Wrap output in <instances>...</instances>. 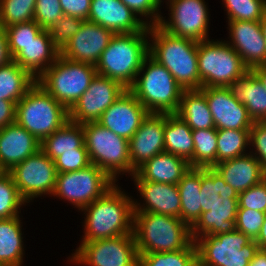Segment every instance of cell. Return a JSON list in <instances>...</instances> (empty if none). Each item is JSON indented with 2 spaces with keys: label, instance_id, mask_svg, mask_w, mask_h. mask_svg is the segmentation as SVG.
I'll use <instances>...</instances> for the list:
<instances>
[{
  "label": "cell",
  "instance_id": "6da1fadb",
  "mask_svg": "<svg viewBox=\"0 0 266 266\" xmlns=\"http://www.w3.org/2000/svg\"><path fill=\"white\" fill-rule=\"evenodd\" d=\"M238 196L213 167L201 168V216L191 227L192 240L235 231Z\"/></svg>",
  "mask_w": 266,
  "mask_h": 266
},
{
  "label": "cell",
  "instance_id": "7a4b0ae2",
  "mask_svg": "<svg viewBox=\"0 0 266 266\" xmlns=\"http://www.w3.org/2000/svg\"><path fill=\"white\" fill-rule=\"evenodd\" d=\"M149 34L153 38L149 55L173 75L183 90L201 89L198 41L172 35L158 24L149 25Z\"/></svg>",
  "mask_w": 266,
  "mask_h": 266
},
{
  "label": "cell",
  "instance_id": "3957f363",
  "mask_svg": "<svg viewBox=\"0 0 266 266\" xmlns=\"http://www.w3.org/2000/svg\"><path fill=\"white\" fill-rule=\"evenodd\" d=\"M149 31L115 34L95 65L97 74L129 89L148 64Z\"/></svg>",
  "mask_w": 266,
  "mask_h": 266
},
{
  "label": "cell",
  "instance_id": "277c9868",
  "mask_svg": "<svg viewBox=\"0 0 266 266\" xmlns=\"http://www.w3.org/2000/svg\"><path fill=\"white\" fill-rule=\"evenodd\" d=\"M134 201L117 186L87 205L85 237L82 242L112 238L133 233Z\"/></svg>",
  "mask_w": 266,
  "mask_h": 266
},
{
  "label": "cell",
  "instance_id": "5b68a950",
  "mask_svg": "<svg viewBox=\"0 0 266 266\" xmlns=\"http://www.w3.org/2000/svg\"><path fill=\"white\" fill-rule=\"evenodd\" d=\"M133 234L139 254L183 250L193 241L179 217L149 212L134 213Z\"/></svg>",
  "mask_w": 266,
  "mask_h": 266
},
{
  "label": "cell",
  "instance_id": "8992f818",
  "mask_svg": "<svg viewBox=\"0 0 266 266\" xmlns=\"http://www.w3.org/2000/svg\"><path fill=\"white\" fill-rule=\"evenodd\" d=\"M69 121V111L37 82L16 104V123L40 142Z\"/></svg>",
  "mask_w": 266,
  "mask_h": 266
},
{
  "label": "cell",
  "instance_id": "52a82bcc",
  "mask_svg": "<svg viewBox=\"0 0 266 266\" xmlns=\"http://www.w3.org/2000/svg\"><path fill=\"white\" fill-rule=\"evenodd\" d=\"M148 62L143 77L136 78L129 90L149 113H177L184 90L173 75L149 54Z\"/></svg>",
  "mask_w": 266,
  "mask_h": 266
},
{
  "label": "cell",
  "instance_id": "ba28073f",
  "mask_svg": "<svg viewBox=\"0 0 266 266\" xmlns=\"http://www.w3.org/2000/svg\"><path fill=\"white\" fill-rule=\"evenodd\" d=\"M97 74L95 65L75 62L59 55L37 83L68 111L84 94Z\"/></svg>",
  "mask_w": 266,
  "mask_h": 266
},
{
  "label": "cell",
  "instance_id": "9c48e42d",
  "mask_svg": "<svg viewBox=\"0 0 266 266\" xmlns=\"http://www.w3.org/2000/svg\"><path fill=\"white\" fill-rule=\"evenodd\" d=\"M84 142L91 164L104 170L114 181L120 172L136 173L131 167L129 140L98 122L82 124Z\"/></svg>",
  "mask_w": 266,
  "mask_h": 266
},
{
  "label": "cell",
  "instance_id": "30bf717a",
  "mask_svg": "<svg viewBox=\"0 0 266 266\" xmlns=\"http://www.w3.org/2000/svg\"><path fill=\"white\" fill-rule=\"evenodd\" d=\"M195 245L197 266H249L260 249L255 240L237 230L201 236Z\"/></svg>",
  "mask_w": 266,
  "mask_h": 266
},
{
  "label": "cell",
  "instance_id": "8fae6325",
  "mask_svg": "<svg viewBox=\"0 0 266 266\" xmlns=\"http://www.w3.org/2000/svg\"><path fill=\"white\" fill-rule=\"evenodd\" d=\"M197 56L201 88L227 87L249 71L240 55L225 42L208 38L200 41Z\"/></svg>",
  "mask_w": 266,
  "mask_h": 266
},
{
  "label": "cell",
  "instance_id": "7c38bea8",
  "mask_svg": "<svg viewBox=\"0 0 266 266\" xmlns=\"http://www.w3.org/2000/svg\"><path fill=\"white\" fill-rule=\"evenodd\" d=\"M115 185V181L94 164L88 167L57 174L53 195L70 201L79 209L85 208Z\"/></svg>",
  "mask_w": 266,
  "mask_h": 266
},
{
  "label": "cell",
  "instance_id": "4fadbf2b",
  "mask_svg": "<svg viewBox=\"0 0 266 266\" xmlns=\"http://www.w3.org/2000/svg\"><path fill=\"white\" fill-rule=\"evenodd\" d=\"M73 261L91 266H138L134 234L82 242Z\"/></svg>",
  "mask_w": 266,
  "mask_h": 266
},
{
  "label": "cell",
  "instance_id": "5bb4252c",
  "mask_svg": "<svg viewBox=\"0 0 266 266\" xmlns=\"http://www.w3.org/2000/svg\"><path fill=\"white\" fill-rule=\"evenodd\" d=\"M8 172L26 202L43 193H54L57 169L54 161L42 150L15 165Z\"/></svg>",
  "mask_w": 266,
  "mask_h": 266
},
{
  "label": "cell",
  "instance_id": "9a60e30c",
  "mask_svg": "<svg viewBox=\"0 0 266 266\" xmlns=\"http://www.w3.org/2000/svg\"><path fill=\"white\" fill-rule=\"evenodd\" d=\"M126 90L120 82L96 74L86 92L69 110V121L77 124L97 122Z\"/></svg>",
  "mask_w": 266,
  "mask_h": 266
},
{
  "label": "cell",
  "instance_id": "2e32d148",
  "mask_svg": "<svg viewBox=\"0 0 266 266\" xmlns=\"http://www.w3.org/2000/svg\"><path fill=\"white\" fill-rule=\"evenodd\" d=\"M170 22L160 19L168 33L195 41L207 40L209 16L204 0H170Z\"/></svg>",
  "mask_w": 266,
  "mask_h": 266
},
{
  "label": "cell",
  "instance_id": "e0dca14e",
  "mask_svg": "<svg viewBox=\"0 0 266 266\" xmlns=\"http://www.w3.org/2000/svg\"><path fill=\"white\" fill-rule=\"evenodd\" d=\"M114 35L109 29L84 20L78 32L60 50V55L71 61L96 65Z\"/></svg>",
  "mask_w": 266,
  "mask_h": 266
},
{
  "label": "cell",
  "instance_id": "ac0fdd59",
  "mask_svg": "<svg viewBox=\"0 0 266 266\" xmlns=\"http://www.w3.org/2000/svg\"><path fill=\"white\" fill-rule=\"evenodd\" d=\"M215 128L230 130H250L254 121L247 108L238 102L227 87H203Z\"/></svg>",
  "mask_w": 266,
  "mask_h": 266
},
{
  "label": "cell",
  "instance_id": "d6986e66",
  "mask_svg": "<svg viewBox=\"0 0 266 266\" xmlns=\"http://www.w3.org/2000/svg\"><path fill=\"white\" fill-rule=\"evenodd\" d=\"M164 128V113H148L129 139L131 167L135 172L152 157L165 152Z\"/></svg>",
  "mask_w": 266,
  "mask_h": 266
},
{
  "label": "cell",
  "instance_id": "ffe728a7",
  "mask_svg": "<svg viewBox=\"0 0 266 266\" xmlns=\"http://www.w3.org/2000/svg\"><path fill=\"white\" fill-rule=\"evenodd\" d=\"M149 112L127 89L97 121L113 133L129 140Z\"/></svg>",
  "mask_w": 266,
  "mask_h": 266
},
{
  "label": "cell",
  "instance_id": "44dd1931",
  "mask_svg": "<svg viewBox=\"0 0 266 266\" xmlns=\"http://www.w3.org/2000/svg\"><path fill=\"white\" fill-rule=\"evenodd\" d=\"M120 0H91L88 21L115 34L149 31V25ZM143 21V22H142Z\"/></svg>",
  "mask_w": 266,
  "mask_h": 266
},
{
  "label": "cell",
  "instance_id": "7402d4cb",
  "mask_svg": "<svg viewBox=\"0 0 266 266\" xmlns=\"http://www.w3.org/2000/svg\"><path fill=\"white\" fill-rule=\"evenodd\" d=\"M229 22L232 45L242 58L244 65L251 70L266 65V42L260 21L234 20Z\"/></svg>",
  "mask_w": 266,
  "mask_h": 266
},
{
  "label": "cell",
  "instance_id": "603a6c76",
  "mask_svg": "<svg viewBox=\"0 0 266 266\" xmlns=\"http://www.w3.org/2000/svg\"><path fill=\"white\" fill-rule=\"evenodd\" d=\"M41 142L16 122L0 130V165L10 171L40 150Z\"/></svg>",
  "mask_w": 266,
  "mask_h": 266
},
{
  "label": "cell",
  "instance_id": "cb8c5ba5",
  "mask_svg": "<svg viewBox=\"0 0 266 266\" xmlns=\"http://www.w3.org/2000/svg\"><path fill=\"white\" fill-rule=\"evenodd\" d=\"M144 197L145 207L134 204V213H156L181 219V199L177 185L151 181H135Z\"/></svg>",
  "mask_w": 266,
  "mask_h": 266
},
{
  "label": "cell",
  "instance_id": "d4e9b609",
  "mask_svg": "<svg viewBox=\"0 0 266 266\" xmlns=\"http://www.w3.org/2000/svg\"><path fill=\"white\" fill-rule=\"evenodd\" d=\"M213 168L239 194L266 178L255 155H243L217 163Z\"/></svg>",
  "mask_w": 266,
  "mask_h": 266
},
{
  "label": "cell",
  "instance_id": "484cf974",
  "mask_svg": "<svg viewBox=\"0 0 266 266\" xmlns=\"http://www.w3.org/2000/svg\"><path fill=\"white\" fill-rule=\"evenodd\" d=\"M59 55L60 49L53 43L49 31L43 30L34 40L24 45L13 60L37 80Z\"/></svg>",
  "mask_w": 266,
  "mask_h": 266
},
{
  "label": "cell",
  "instance_id": "4316f807",
  "mask_svg": "<svg viewBox=\"0 0 266 266\" xmlns=\"http://www.w3.org/2000/svg\"><path fill=\"white\" fill-rule=\"evenodd\" d=\"M189 163L174 154L162 152L142 165L133 175L134 181H151L177 185L190 169Z\"/></svg>",
  "mask_w": 266,
  "mask_h": 266
},
{
  "label": "cell",
  "instance_id": "83f0119b",
  "mask_svg": "<svg viewBox=\"0 0 266 266\" xmlns=\"http://www.w3.org/2000/svg\"><path fill=\"white\" fill-rule=\"evenodd\" d=\"M227 88L247 108L248 115L254 122L266 121V89L250 70L231 82Z\"/></svg>",
  "mask_w": 266,
  "mask_h": 266
},
{
  "label": "cell",
  "instance_id": "f1b7e54d",
  "mask_svg": "<svg viewBox=\"0 0 266 266\" xmlns=\"http://www.w3.org/2000/svg\"><path fill=\"white\" fill-rule=\"evenodd\" d=\"M164 146L165 152L185 159L193 167L192 129L176 113L165 114Z\"/></svg>",
  "mask_w": 266,
  "mask_h": 266
},
{
  "label": "cell",
  "instance_id": "f546056e",
  "mask_svg": "<svg viewBox=\"0 0 266 266\" xmlns=\"http://www.w3.org/2000/svg\"><path fill=\"white\" fill-rule=\"evenodd\" d=\"M177 187L181 199V220L191 228L201 216V168L191 167Z\"/></svg>",
  "mask_w": 266,
  "mask_h": 266
},
{
  "label": "cell",
  "instance_id": "4dcf8cb0",
  "mask_svg": "<svg viewBox=\"0 0 266 266\" xmlns=\"http://www.w3.org/2000/svg\"><path fill=\"white\" fill-rule=\"evenodd\" d=\"M192 130L215 128L205 94L199 90H184L176 113Z\"/></svg>",
  "mask_w": 266,
  "mask_h": 266
},
{
  "label": "cell",
  "instance_id": "1f68e13d",
  "mask_svg": "<svg viewBox=\"0 0 266 266\" xmlns=\"http://www.w3.org/2000/svg\"><path fill=\"white\" fill-rule=\"evenodd\" d=\"M84 144L82 124L68 121L41 141L40 150L54 161L63 153L77 152Z\"/></svg>",
  "mask_w": 266,
  "mask_h": 266
},
{
  "label": "cell",
  "instance_id": "d6a6232c",
  "mask_svg": "<svg viewBox=\"0 0 266 266\" xmlns=\"http://www.w3.org/2000/svg\"><path fill=\"white\" fill-rule=\"evenodd\" d=\"M37 80L13 59L0 66V100L18 103Z\"/></svg>",
  "mask_w": 266,
  "mask_h": 266
},
{
  "label": "cell",
  "instance_id": "836d02e7",
  "mask_svg": "<svg viewBox=\"0 0 266 266\" xmlns=\"http://www.w3.org/2000/svg\"><path fill=\"white\" fill-rule=\"evenodd\" d=\"M19 216L0 219V264L21 266L23 255L22 232Z\"/></svg>",
  "mask_w": 266,
  "mask_h": 266
},
{
  "label": "cell",
  "instance_id": "e575fe53",
  "mask_svg": "<svg viewBox=\"0 0 266 266\" xmlns=\"http://www.w3.org/2000/svg\"><path fill=\"white\" fill-rule=\"evenodd\" d=\"M194 142L193 167H213L217 164V129L192 130Z\"/></svg>",
  "mask_w": 266,
  "mask_h": 266
},
{
  "label": "cell",
  "instance_id": "d590c367",
  "mask_svg": "<svg viewBox=\"0 0 266 266\" xmlns=\"http://www.w3.org/2000/svg\"><path fill=\"white\" fill-rule=\"evenodd\" d=\"M138 266H197L195 242L192 241L183 250L139 254Z\"/></svg>",
  "mask_w": 266,
  "mask_h": 266
},
{
  "label": "cell",
  "instance_id": "8d00e7d4",
  "mask_svg": "<svg viewBox=\"0 0 266 266\" xmlns=\"http://www.w3.org/2000/svg\"><path fill=\"white\" fill-rule=\"evenodd\" d=\"M250 143V130H217V163L240 157Z\"/></svg>",
  "mask_w": 266,
  "mask_h": 266
},
{
  "label": "cell",
  "instance_id": "74e56055",
  "mask_svg": "<svg viewBox=\"0 0 266 266\" xmlns=\"http://www.w3.org/2000/svg\"><path fill=\"white\" fill-rule=\"evenodd\" d=\"M36 0H0V25L8 26L34 20Z\"/></svg>",
  "mask_w": 266,
  "mask_h": 266
},
{
  "label": "cell",
  "instance_id": "f35d334b",
  "mask_svg": "<svg viewBox=\"0 0 266 266\" xmlns=\"http://www.w3.org/2000/svg\"><path fill=\"white\" fill-rule=\"evenodd\" d=\"M26 202L9 172L0 176V219L17 217L18 208Z\"/></svg>",
  "mask_w": 266,
  "mask_h": 266
},
{
  "label": "cell",
  "instance_id": "ab89813d",
  "mask_svg": "<svg viewBox=\"0 0 266 266\" xmlns=\"http://www.w3.org/2000/svg\"><path fill=\"white\" fill-rule=\"evenodd\" d=\"M42 31L34 20L5 27L10 57L13 59L24 45L34 40Z\"/></svg>",
  "mask_w": 266,
  "mask_h": 266
},
{
  "label": "cell",
  "instance_id": "60d3db41",
  "mask_svg": "<svg viewBox=\"0 0 266 266\" xmlns=\"http://www.w3.org/2000/svg\"><path fill=\"white\" fill-rule=\"evenodd\" d=\"M229 21H260L266 11V0H223Z\"/></svg>",
  "mask_w": 266,
  "mask_h": 266
},
{
  "label": "cell",
  "instance_id": "b9f144b4",
  "mask_svg": "<svg viewBox=\"0 0 266 266\" xmlns=\"http://www.w3.org/2000/svg\"><path fill=\"white\" fill-rule=\"evenodd\" d=\"M84 20L63 15L48 29L53 43L61 50L75 35Z\"/></svg>",
  "mask_w": 266,
  "mask_h": 266
},
{
  "label": "cell",
  "instance_id": "7bdbcfd3",
  "mask_svg": "<svg viewBox=\"0 0 266 266\" xmlns=\"http://www.w3.org/2000/svg\"><path fill=\"white\" fill-rule=\"evenodd\" d=\"M63 15L59 0H36L34 21L43 30L50 29Z\"/></svg>",
  "mask_w": 266,
  "mask_h": 266
},
{
  "label": "cell",
  "instance_id": "ee69618b",
  "mask_svg": "<svg viewBox=\"0 0 266 266\" xmlns=\"http://www.w3.org/2000/svg\"><path fill=\"white\" fill-rule=\"evenodd\" d=\"M264 212L252 209H238L236 215V230L243 232L251 240H255L263 225Z\"/></svg>",
  "mask_w": 266,
  "mask_h": 266
},
{
  "label": "cell",
  "instance_id": "f6af8a7d",
  "mask_svg": "<svg viewBox=\"0 0 266 266\" xmlns=\"http://www.w3.org/2000/svg\"><path fill=\"white\" fill-rule=\"evenodd\" d=\"M238 209H252L266 213V178L239 193Z\"/></svg>",
  "mask_w": 266,
  "mask_h": 266
},
{
  "label": "cell",
  "instance_id": "bcb514c9",
  "mask_svg": "<svg viewBox=\"0 0 266 266\" xmlns=\"http://www.w3.org/2000/svg\"><path fill=\"white\" fill-rule=\"evenodd\" d=\"M57 173L73 172L88 167L91 162L85 144L77 152L63 153L54 160Z\"/></svg>",
  "mask_w": 266,
  "mask_h": 266
},
{
  "label": "cell",
  "instance_id": "7dc6e473",
  "mask_svg": "<svg viewBox=\"0 0 266 266\" xmlns=\"http://www.w3.org/2000/svg\"><path fill=\"white\" fill-rule=\"evenodd\" d=\"M250 143L253 147L255 145L256 153L259 156H255L261 163V166L266 174V121L254 122L250 129Z\"/></svg>",
  "mask_w": 266,
  "mask_h": 266
},
{
  "label": "cell",
  "instance_id": "c3c4849f",
  "mask_svg": "<svg viewBox=\"0 0 266 266\" xmlns=\"http://www.w3.org/2000/svg\"><path fill=\"white\" fill-rule=\"evenodd\" d=\"M126 6H128L135 14H140L142 16H152L154 19L149 25H157L160 19L163 18L156 13L159 10L160 3L157 0H120ZM156 13V14H154ZM158 14V15H157Z\"/></svg>",
  "mask_w": 266,
  "mask_h": 266
},
{
  "label": "cell",
  "instance_id": "681fc988",
  "mask_svg": "<svg viewBox=\"0 0 266 266\" xmlns=\"http://www.w3.org/2000/svg\"><path fill=\"white\" fill-rule=\"evenodd\" d=\"M66 16L88 20L91 0H59Z\"/></svg>",
  "mask_w": 266,
  "mask_h": 266
},
{
  "label": "cell",
  "instance_id": "f907efd6",
  "mask_svg": "<svg viewBox=\"0 0 266 266\" xmlns=\"http://www.w3.org/2000/svg\"><path fill=\"white\" fill-rule=\"evenodd\" d=\"M16 104L12 101L0 100V130L16 122Z\"/></svg>",
  "mask_w": 266,
  "mask_h": 266
},
{
  "label": "cell",
  "instance_id": "816d5d0a",
  "mask_svg": "<svg viewBox=\"0 0 266 266\" xmlns=\"http://www.w3.org/2000/svg\"><path fill=\"white\" fill-rule=\"evenodd\" d=\"M11 60L12 58L10 57L8 51L7 35L5 32V28L0 25V66L8 63Z\"/></svg>",
  "mask_w": 266,
  "mask_h": 266
},
{
  "label": "cell",
  "instance_id": "f5cc1de1",
  "mask_svg": "<svg viewBox=\"0 0 266 266\" xmlns=\"http://www.w3.org/2000/svg\"><path fill=\"white\" fill-rule=\"evenodd\" d=\"M249 266H266V249H259Z\"/></svg>",
  "mask_w": 266,
  "mask_h": 266
},
{
  "label": "cell",
  "instance_id": "db71d44e",
  "mask_svg": "<svg viewBox=\"0 0 266 266\" xmlns=\"http://www.w3.org/2000/svg\"><path fill=\"white\" fill-rule=\"evenodd\" d=\"M255 242L257 243L260 249H266V214L264 217L263 225L260 228L259 234L255 239Z\"/></svg>",
  "mask_w": 266,
  "mask_h": 266
},
{
  "label": "cell",
  "instance_id": "11a10c76",
  "mask_svg": "<svg viewBox=\"0 0 266 266\" xmlns=\"http://www.w3.org/2000/svg\"><path fill=\"white\" fill-rule=\"evenodd\" d=\"M250 71L260 80L266 89V65L254 67Z\"/></svg>",
  "mask_w": 266,
  "mask_h": 266
},
{
  "label": "cell",
  "instance_id": "9f6ffc18",
  "mask_svg": "<svg viewBox=\"0 0 266 266\" xmlns=\"http://www.w3.org/2000/svg\"><path fill=\"white\" fill-rule=\"evenodd\" d=\"M260 24H261L264 40L266 42V11L263 15V18L260 20Z\"/></svg>",
  "mask_w": 266,
  "mask_h": 266
},
{
  "label": "cell",
  "instance_id": "6f0895ef",
  "mask_svg": "<svg viewBox=\"0 0 266 266\" xmlns=\"http://www.w3.org/2000/svg\"><path fill=\"white\" fill-rule=\"evenodd\" d=\"M6 171L1 167V165H0V176L2 175V174H4Z\"/></svg>",
  "mask_w": 266,
  "mask_h": 266
}]
</instances>
